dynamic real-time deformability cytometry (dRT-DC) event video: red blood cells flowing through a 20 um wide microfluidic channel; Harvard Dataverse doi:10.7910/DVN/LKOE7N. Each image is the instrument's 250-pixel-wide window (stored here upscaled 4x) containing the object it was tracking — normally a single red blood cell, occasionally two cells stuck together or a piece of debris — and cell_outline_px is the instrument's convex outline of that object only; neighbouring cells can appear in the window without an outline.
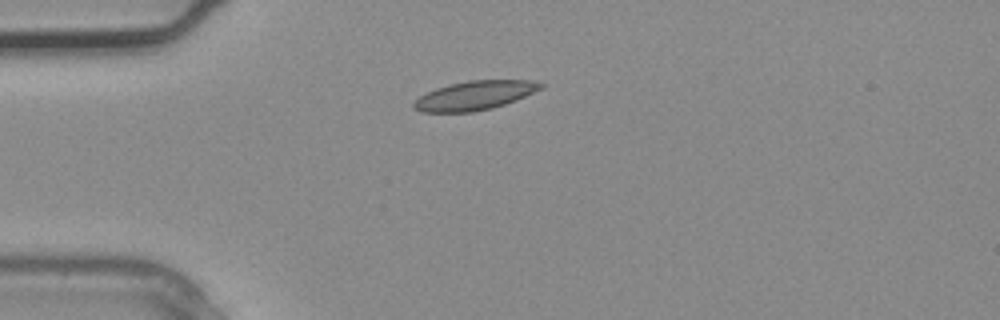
{"species": "common noctule bat (a hibernating species)", "species_latin": "Nyctalus noctula", "temperature_condition": "warm", "stored_images_in_passage": 1, "camera_frame_rate_fps": 3000, "um_per_image_px": 0.085, "animal": {"sex": "male", "body_mass_g": 20.4}, "frame": {"image": 1, "passage_image": 1, "time_ms": 0.0, "image_size_px": [1000, 320], "cell_outline_px": [[544, 88], [516, 100], [492, 108], [472, 112], [420, 112], [412, 108], [412, 104], [420, 96], [436, 88], [468, 80], [532, 80], [544, 84]], "centroid_in_image_um": [40.36, 8.12], "position_along_channel_um": 44.6, "area_um2": 21.44}}